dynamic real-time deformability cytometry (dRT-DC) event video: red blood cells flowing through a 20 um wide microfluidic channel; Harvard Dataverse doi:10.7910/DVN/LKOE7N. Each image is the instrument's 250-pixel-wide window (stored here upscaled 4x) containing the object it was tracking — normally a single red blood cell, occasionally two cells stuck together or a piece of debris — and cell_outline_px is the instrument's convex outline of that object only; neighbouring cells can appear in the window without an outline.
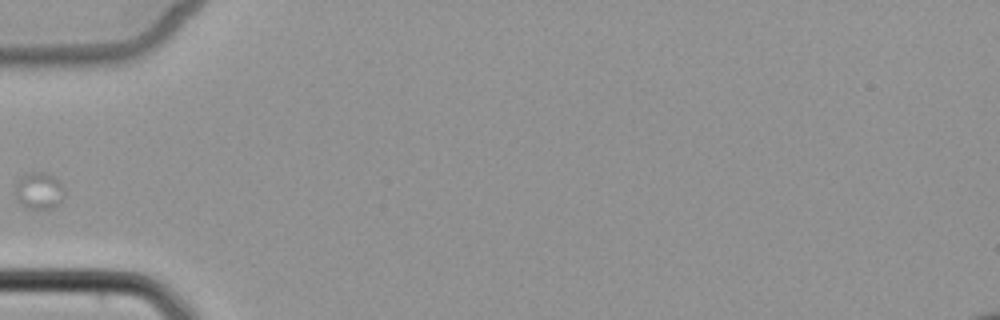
{"species": "common noctule bat (a hibernating species)", "species_latin": "Nyctalus noctula", "temperature_condition": "cold", "stored_images_in_passage": 2, "camera_frame_rate_fps": 3000, "um_per_image_px": 0.085, "animal": {"sex": "female", "body_mass_g": 22.7, "forearm_length_mm": 54.2}, "frame": {"image": 1, "passage_image": 1, "time_ms": 0.0, "image_size_px": [1000, 320], "cell_outline_px": [[64, 188], [56, 204], [48, 208], [28, 208], [20, 204], [16, 200], [16, 180], [20, 176], [28, 172], [48, 172], [56, 176]], "centroid_in_image_um": [3.25, 16.15], "position_along_channel_um": 81.7, "area_um2": 10.4}}